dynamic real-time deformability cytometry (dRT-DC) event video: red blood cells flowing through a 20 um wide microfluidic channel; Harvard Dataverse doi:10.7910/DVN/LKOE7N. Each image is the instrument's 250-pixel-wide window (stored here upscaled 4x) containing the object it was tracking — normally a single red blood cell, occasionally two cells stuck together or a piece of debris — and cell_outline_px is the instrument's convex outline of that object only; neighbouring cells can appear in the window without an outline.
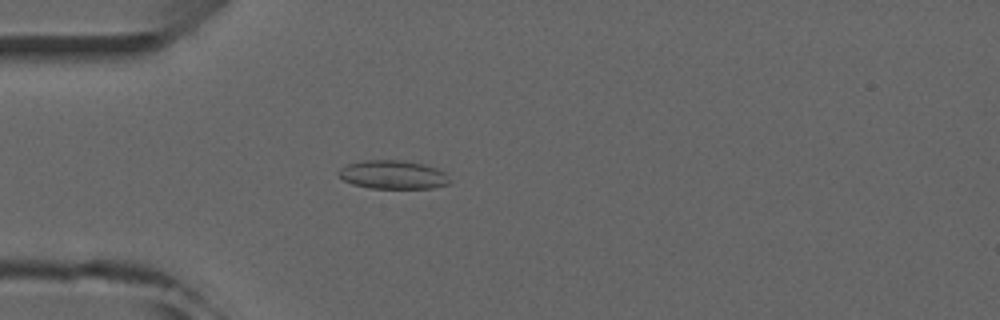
{"species": "common noctule bat (a hibernating species)", "species_latin": "Nyctalus noctula", "temperature_condition": "room temperature", "stored_images_in_passage": 4, "camera_frame_rate_fps": 3000, "um_per_image_px": 0.085, "animal": {"sex": "male", "forearm_length_mm": 52.5}, "frame": {"image": 1, "passage_image": 4, "time_ms": 4.333, "image_size_px": [1000, 320], "cell_outline_px": [[452, 180], [448, 184], [432, 188], [368, 188], [352, 184], [344, 180], [336, 172], [340, 168], [348, 164], [364, 160], [404, 160], [424, 164], [436, 168], [444, 172]], "centroid_in_image_um": [33.41, 14.85], "position_along_channel_um": 51.6, "area_um2": 18.61}}